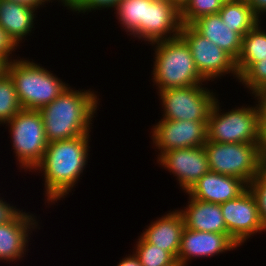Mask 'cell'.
Segmentation results:
<instances>
[{"label": "cell", "mask_w": 266, "mask_h": 266, "mask_svg": "<svg viewBox=\"0 0 266 266\" xmlns=\"http://www.w3.org/2000/svg\"><path fill=\"white\" fill-rule=\"evenodd\" d=\"M188 45L200 75L206 81L229 73L239 81L235 60L218 45L198 33L191 25L182 24L180 35Z\"/></svg>", "instance_id": "9c48e42d"}, {"label": "cell", "mask_w": 266, "mask_h": 266, "mask_svg": "<svg viewBox=\"0 0 266 266\" xmlns=\"http://www.w3.org/2000/svg\"><path fill=\"white\" fill-rule=\"evenodd\" d=\"M254 195L263 225L266 228V166L248 185Z\"/></svg>", "instance_id": "83f0119b"}, {"label": "cell", "mask_w": 266, "mask_h": 266, "mask_svg": "<svg viewBox=\"0 0 266 266\" xmlns=\"http://www.w3.org/2000/svg\"><path fill=\"white\" fill-rule=\"evenodd\" d=\"M248 189V184L238 177L213 171L204 174L187 192L197 200L222 204L239 197Z\"/></svg>", "instance_id": "2e32d148"}, {"label": "cell", "mask_w": 266, "mask_h": 266, "mask_svg": "<svg viewBox=\"0 0 266 266\" xmlns=\"http://www.w3.org/2000/svg\"><path fill=\"white\" fill-rule=\"evenodd\" d=\"M259 112V143L263 153L266 155V95L259 93L254 95Z\"/></svg>", "instance_id": "f546056e"}, {"label": "cell", "mask_w": 266, "mask_h": 266, "mask_svg": "<svg viewBox=\"0 0 266 266\" xmlns=\"http://www.w3.org/2000/svg\"><path fill=\"white\" fill-rule=\"evenodd\" d=\"M218 14L223 23L242 37L260 21L247 1L226 0Z\"/></svg>", "instance_id": "7402d4cb"}, {"label": "cell", "mask_w": 266, "mask_h": 266, "mask_svg": "<svg viewBox=\"0 0 266 266\" xmlns=\"http://www.w3.org/2000/svg\"><path fill=\"white\" fill-rule=\"evenodd\" d=\"M90 136V133H87L72 139L48 143L41 162L31 171L43 173V195L48 205L67 197L78 184L90 156Z\"/></svg>", "instance_id": "6da1fadb"}, {"label": "cell", "mask_w": 266, "mask_h": 266, "mask_svg": "<svg viewBox=\"0 0 266 266\" xmlns=\"http://www.w3.org/2000/svg\"><path fill=\"white\" fill-rule=\"evenodd\" d=\"M188 203L179 211L183 214L185 227L201 232L229 234L220 204L205 202L188 196Z\"/></svg>", "instance_id": "ac0fdd59"}, {"label": "cell", "mask_w": 266, "mask_h": 266, "mask_svg": "<svg viewBox=\"0 0 266 266\" xmlns=\"http://www.w3.org/2000/svg\"><path fill=\"white\" fill-rule=\"evenodd\" d=\"M171 4L181 10L189 0H168Z\"/></svg>", "instance_id": "d590c367"}, {"label": "cell", "mask_w": 266, "mask_h": 266, "mask_svg": "<svg viewBox=\"0 0 266 266\" xmlns=\"http://www.w3.org/2000/svg\"><path fill=\"white\" fill-rule=\"evenodd\" d=\"M10 1L21 3V4L27 5L32 8H37L39 10L40 7H43V6L45 7V3H47L48 5V2L52 3V1H55V0H10Z\"/></svg>", "instance_id": "e575fe53"}, {"label": "cell", "mask_w": 266, "mask_h": 266, "mask_svg": "<svg viewBox=\"0 0 266 266\" xmlns=\"http://www.w3.org/2000/svg\"><path fill=\"white\" fill-rule=\"evenodd\" d=\"M7 62L2 58L0 57V77L5 73L7 72Z\"/></svg>", "instance_id": "8d00e7d4"}, {"label": "cell", "mask_w": 266, "mask_h": 266, "mask_svg": "<svg viewBox=\"0 0 266 266\" xmlns=\"http://www.w3.org/2000/svg\"><path fill=\"white\" fill-rule=\"evenodd\" d=\"M117 266H142V264L134 252H132L131 255L128 254V256L126 255V257L121 259Z\"/></svg>", "instance_id": "836d02e7"}, {"label": "cell", "mask_w": 266, "mask_h": 266, "mask_svg": "<svg viewBox=\"0 0 266 266\" xmlns=\"http://www.w3.org/2000/svg\"><path fill=\"white\" fill-rule=\"evenodd\" d=\"M114 14L126 34L142 42V23H146L147 0H119Z\"/></svg>", "instance_id": "603a6c76"}, {"label": "cell", "mask_w": 266, "mask_h": 266, "mask_svg": "<svg viewBox=\"0 0 266 266\" xmlns=\"http://www.w3.org/2000/svg\"><path fill=\"white\" fill-rule=\"evenodd\" d=\"M37 8L16 3L10 0H0V26L18 46L35 28Z\"/></svg>", "instance_id": "ffe728a7"}, {"label": "cell", "mask_w": 266, "mask_h": 266, "mask_svg": "<svg viewBox=\"0 0 266 266\" xmlns=\"http://www.w3.org/2000/svg\"><path fill=\"white\" fill-rule=\"evenodd\" d=\"M260 20L243 38L238 59L235 61L239 78L256 62L266 58V31Z\"/></svg>", "instance_id": "44dd1931"}, {"label": "cell", "mask_w": 266, "mask_h": 266, "mask_svg": "<svg viewBox=\"0 0 266 266\" xmlns=\"http://www.w3.org/2000/svg\"><path fill=\"white\" fill-rule=\"evenodd\" d=\"M168 212L151 221V225L143 230L141 236L148 243L170 252L177 259L185 221L179 209Z\"/></svg>", "instance_id": "e0dca14e"}, {"label": "cell", "mask_w": 266, "mask_h": 266, "mask_svg": "<svg viewBox=\"0 0 266 266\" xmlns=\"http://www.w3.org/2000/svg\"><path fill=\"white\" fill-rule=\"evenodd\" d=\"M151 45L155 51L151 79L158 91L208 83L200 75L190 48L180 36Z\"/></svg>", "instance_id": "3957f363"}, {"label": "cell", "mask_w": 266, "mask_h": 266, "mask_svg": "<svg viewBox=\"0 0 266 266\" xmlns=\"http://www.w3.org/2000/svg\"><path fill=\"white\" fill-rule=\"evenodd\" d=\"M135 247L133 252L142 266H173L177 263V259L170 252L148 243L141 235Z\"/></svg>", "instance_id": "d4e9b609"}, {"label": "cell", "mask_w": 266, "mask_h": 266, "mask_svg": "<svg viewBox=\"0 0 266 266\" xmlns=\"http://www.w3.org/2000/svg\"><path fill=\"white\" fill-rule=\"evenodd\" d=\"M182 27L180 10L168 0H147L146 23H142V41L148 44L173 39Z\"/></svg>", "instance_id": "5bb4252c"}, {"label": "cell", "mask_w": 266, "mask_h": 266, "mask_svg": "<svg viewBox=\"0 0 266 266\" xmlns=\"http://www.w3.org/2000/svg\"><path fill=\"white\" fill-rule=\"evenodd\" d=\"M59 3L62 2L64 7H67L72 0H57Z\"/></svg>", "instance_id": "74e56055"}, {"label": "cell", "mask_w": 266, "mask_h": 266, "mask_svg": "<svg viewBox=\"0 0 266 266\" xmlns=\"http://www.w3.org/2000/svg\"><path fill=\"white\" fill-rule=\"evenodd\" d=\"M173 266H181L178 262L175 264V265H173Z\"/></svg>", "instance_id": "f35d334b"}, {"label": "cell", "mask_w": 266, "mask_h": 266, "mask_svg": "<svg viewBox=\"0 0 266 266\" xmlns=\"http://www.w3.org/2000/svg\"><path fill=\"white\" fill-rule=\"evenodd\" d=\"M239 83L256 95L266 91V58L254 63L240 78Z\"/></svg>", "instance_id": "4316f807"}, {"label": "cell", "mask_w": 266, "mask_h": 266, "mask_svg": "<svg viewBox=\"0 0 266 266\" xmlns=\"http://www.w3.org/2000/svg\"><path fill=\"white\" fill-rule=\"evenodd\" d=\"M248 3L254 14L262 20L261 15H266V0H250Z\"/></svg>", "instance_id": "d6a6232c"}, {"label": "cell", "mask_w": 266, "mask_h": 266, "mask_svg": "<svg viewBox=\"0 0 266 266\" xmlns=\"http://www.w3.org/2000/svg\"><path fill=\"white\" fill-rule=\"evenodd\" d=\"M36 217L22 209L12 221L0 225V262L15 264L26 255L29 236L39 226Z\"/></svg>", "instance_id": "9a60e30c"}, {"label": "cell", "mask_w": 266, "mask_h": 266, "mask_svg": "<svg viewBox=\"0 0 266 266\" xmlns=\"http://www.w3.org/2000/svg\"><path fill=\"white\" fill-rule=\"evenodd\" d=\"M119 0H72L71 3L67 6L68 10H71L75 13H84L87 12H96V10L102 9H116Z\"/></svg>", "instance_id": "f1b7e54d"}, {"label": "cell", "mask_w": 266, "mask_h": 266, "mask_svg": "<svg viewBox=\"0 0 266 266\" xmlns=\"http://www.w3.org/2000/svg\"><path fill=\"white\" fill-rule=\"evenodd\" d=\"M226 0H189L180 10L181 22L190 25L199 17L218 14Z\"/></svg>", "instance_id": "484cf974"}, {"label": "cell", "mask_w": 266, "mask_h": 266, "mask_svg": "<svg viewBox=\"0 0 266 266\" xmlns=\"http://www.w3.org/2000/svg\"><path fill=\"white\" fill-rule=\"evenodd\" d=\"M6 126L11 135L18 167L33 171L41 162L48 145L40 111L21 109Z\"/></svg>", "instance_id": "52a82bcc"}, {"label": "cell", "mask_w": 266, "mask_h": 266, "mask_svg": "<svg viewBox=\"0 0 266 266\" xmlns=\"http://www.w3.org/2000/svg\"><path fill=\"white\" fill-rule=\"evenodd\" d=\"M99 100L93 90H77L69 86L51 103L42 107L39 111L48 143L91 133V122L97 115Z\"/></svg>", "instance_id": "7a4b0ae2"}, {"label": "cell", "mask_w": 266, "mask_h": 266, "mask_svg": "<svg viewBox=\"0 0 266 266\" xmlns=\"http://www.w3.org/2000/svg\"><path fill=\"white\" fill-rule=\"evenodd\" d=\"M229 236L242 246L251 236L265 232L257 202L248 188L239 197L220 204Z\"/></svg>", "instance_id": "8fae6325"}, {"label": "cell", "mask_w": 266, "mask_h": 266, "mask_svg": "<svg viewBox=\"0 0 266 266\" xmlns=\"http://www.w3.org/2000/svg\"><path fill=\"white\" fill-rule=\"evenodd\" d=\"M17 47L18 46L8 36V33L0 26V57L7 63H10L13 58L11 54L18 49Z\"/></svg>", "instance_id": "4dcf8cb0"}, {"label": "cell", "mask_w": 266, "mask_h": 266, "mask_svg": "<svg viewBox=\"0 0 266 266\" xmlns=\"http://www.w3.org/2000/svg\"><path fill=\"white\" fill-rule=\"evenodd\" d=\"M190 25L202 36L227 52L235 61L238 59L243 37L223 23L219 14L199 17Z\"/></svg>", "instance_id": "d6986e66"}, {"label": "cell", "mask_w": 266, "mask_h": 266, "mask_svg": "<svg viewBox=\"0 0 266 266\" xmlns=\"http://www.w3.org/2000/svg\"><path fill=\"white\" fill-rule=\"evenodd\" d=\"M217 98L208 116V141L219 143H259V112L257 104L222 111ZM222 111V112H221Z\"/></svg>", "instance_id": "8992f818"}, {"label": "cell", "mask_w": 266, "mask_h": 266, "mask_svg": "<svg viewBox=\"0 0 266 266\" xmlns=\"http://www.w3.org/2000/svg\"><path fill=\"white\" fill-rule=\"evenodd\" d=\"M157 163L177 177V183L185 194L210 171L204 146L166 151L157 157Z\"/></svg>", "instance_id": "7c38bea8"}, {"label": "cell", "mask_w": 266, "mask_h": 266, "mask_svg": "<svg viewBox=\"0 0 266 266\" xmlns=\"http://www.w3.org/2000/svg\"><path fill=\"white\" fill-rule=\"evenodd\" d=\"M32 61V62H31ZM26 58L14 59L7 64L22 109L40 110L51 103L67 87L52 71Z\"/></svg>", "instance_id": "277c9868"}, {"label": "cell", "mask_w": 266, "mask_h": 266, "mask_svg": "<svg viewBox=\"0 0 266 266\" xmlns=\"http://www.w3.org/2000/svg\"><path fill=\"white\" fill-rule=\"evenodd\" d=\"M208 121L160 119L152 127V144L159 157L166 151L204 146L208 140Z\"/></svg>", "instance_id": "30bf717a"}, {"label": "cell", "mask_w": 266, "mask_h": 266, "mask_svg": "<svg viewBox=\"0 0 266 266\" xmlns=\"http://www.w3.org/2000/svg\"><path fill=\"white\" fill-rule=\"evenodd\" d=\"M203 85L157 91L163 109L162 119L208 121L211 108L218 97L216 92L213 93Z\"/></svg>", "instance_id": "ba28073f"}, {"label": "cell", "mask_w": 266, "mask_h": 266, "mask_svg": "<svg viewBox=\"0 0 266 266\" xmlns=\"http://www.w3.org/2000/svg\"><path fill=\"white\" fill-rule=\"evenodd\" d=\"M237 247L239 245L229 234L201 232L185 227L180 241L177 262L181 266H188V262L193 258H210L232 251Z\"/></svg>", "instance_id": "4fadbf2b"}, {"label": "cell", "mask_w": 266, "mask_h": 266, "mask_svg": "<svg viewBox=\"0 0 266 266\" xmlns=\"http://www.w3.org/2000/svg\"><path fill=\"white\" fill-rule=\"evenodd\" d=\"M210 171L238 177L248 185L266 166V155L260 144L219 143L204 144Z\"/></svg>", "instance_id": "5b68a950"}, {"label": "cell", "mask_w": 266, "mask_h": 266, "mask_svg": "<svg viewBox=\"0 0 266 266\" xmlns=\"http://www.w3.org/2000/svg\"><path fill=\"white\" fill-rule=\"evenodd\" d=\"M21 211L0 197V225L12 221Z\"/></svg>", "instance_id": "1f68e13d"}, {"label": "cell", "mask_w": 266, "mask_h": 266, "mask_svg": "<svg viewBox=\"0 0 266 266\" xmlns=\"http://www.w3.org/2000/svg\"><path fill=\"white\" fill-rule=\"evenodd\" d=\"M22 109L14 81L8 72L0 77V125L11 120Z\"/></svg>", "instance_id": "cb8c5ba5"}]
</instances>
